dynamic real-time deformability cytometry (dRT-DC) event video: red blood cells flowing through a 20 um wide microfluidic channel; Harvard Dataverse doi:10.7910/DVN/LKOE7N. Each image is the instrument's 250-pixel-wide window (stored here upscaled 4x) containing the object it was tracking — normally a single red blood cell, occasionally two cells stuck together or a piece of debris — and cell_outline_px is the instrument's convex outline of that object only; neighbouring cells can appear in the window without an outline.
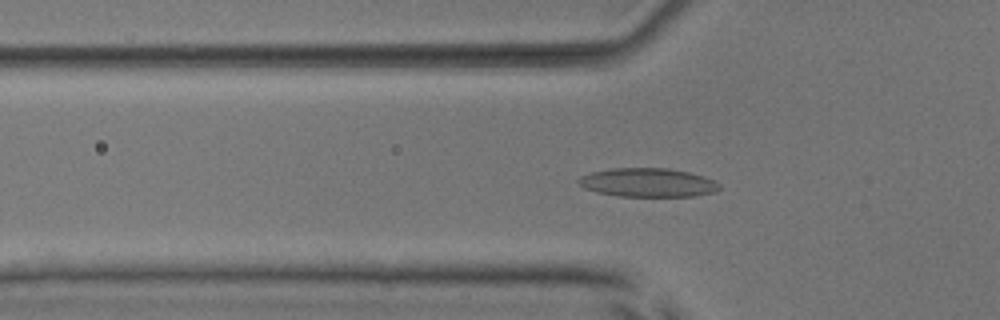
{"species": "common noctule bat (a hibernating species)", "species_latin": "Nyctalus noctula", "temperature_condition": "room temperature", "stored_images_in_passage": 39, "camera_frame_rate_fps": 3000, "um_per_image_px": 0.085, "animal": {"sex": "male", "body_mass_g": 17.9, "forearm_length_mm": 54.2}, "frame": {"image": 1, "passage_image": 5, "time_ms": 1.333, "image_size_px": [1000, 320], "cell_outline_px": [[720, 188], [716, 192], [692, 196], [616, 196], [596, 192], [584, 188], [576, 180], [580, 176], [592, 172], [612, 168], [668, 168], [688, 172], [704, 176], [720, 184]], "centroid_in_image_um": [55.05, 15.52], "position_along_channel_um": 70.7, "area_um2": 23.64}}
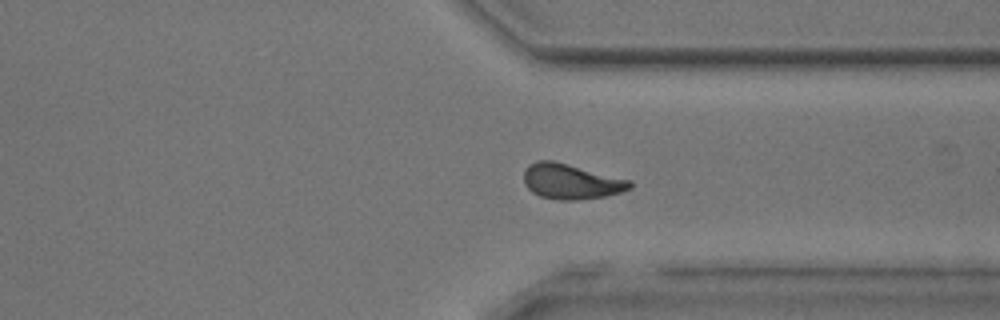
{"frame": {"image": 2, "passage_image": 27, "time_ms": 8.667, "image_size_px": [1000, 320], "cell_outline_px": [[632, 188], [608, 196], [576, 200], [556, 200], [540, 196], [532, 192], [524, 184], [524, 172], [536, 160], [552, 160], [632, 180]], "centroid_in_image_um": [48.57, 15.44], "position_along_channel_um": 362.8, "area_um2": 21.79}}
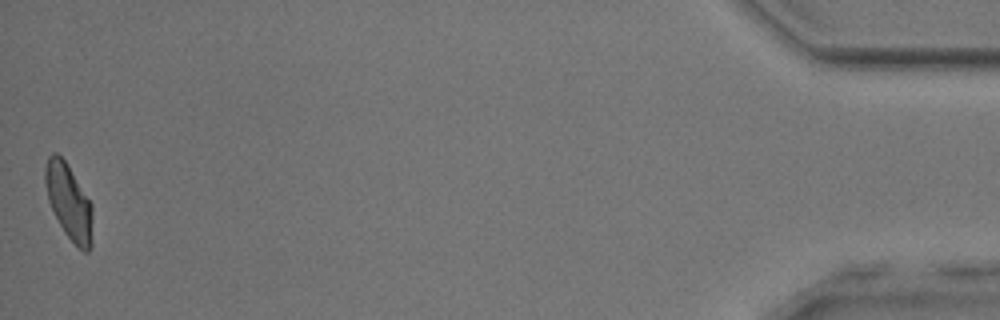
{"frame": {"image": 3, "passage_image": 39, "time_ms": 12.667, "image_size_px": [1000, 320], "cell_outline_px": [[92, 244], [88, 252], [84, 252], [64, 232], [48, 200], [44, 180], [44, 168], [48, 156], [52, 152], [56, 152], [64, 160], [92, 204]], "centroid_in_image_um": [5.84, 17.14], "position_along_channel_um": 429.4, "area_um2": 20.52}, "authors_computed_cell_mechanics": {"area_um2": 21.0392, "velocity_mm_per_s": 3.9883, "shape_relaxation_time_tau1_ms": 5.034, "shape_relaxation_time_tau2_ms": 1.5467, "deformation_change_tau1": 0.145, "deformation_change_tau2": 0.0709}}